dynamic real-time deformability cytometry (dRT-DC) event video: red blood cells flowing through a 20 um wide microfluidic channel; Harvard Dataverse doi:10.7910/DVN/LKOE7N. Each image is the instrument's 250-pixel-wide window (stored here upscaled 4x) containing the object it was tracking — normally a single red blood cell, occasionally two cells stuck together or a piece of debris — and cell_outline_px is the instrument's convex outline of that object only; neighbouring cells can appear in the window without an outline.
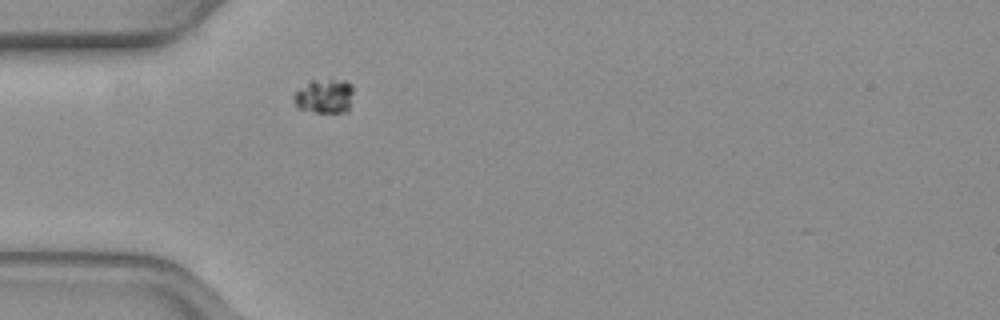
{"species": "common noctule bat (a hibernating species)", "species_latin": "Nyctalus noctula", "temperature_condition": "warm", "stored_images_in_passage": 41, "camera_frame_rate_fps": 3000, "um_per_image_px": 0.085, "animal": {"sex": "female", "body_mass_g": 19.3, "forearm_length_mm": 54.1}, "frame": {"image": 1, "passage_image": 1, "time_ms": 0.0, "image_size_px": [1000, 320], "cell_outline_px": [[352, 92], [348, 112], [316, 112], [296, 108], [292, 96], [308, 80], [344, 80], [352, 84]], "centroid_in_image_um": [27.55, 8.17], "position_along_channel_um": 57.5, "area_um2": 11.96}}
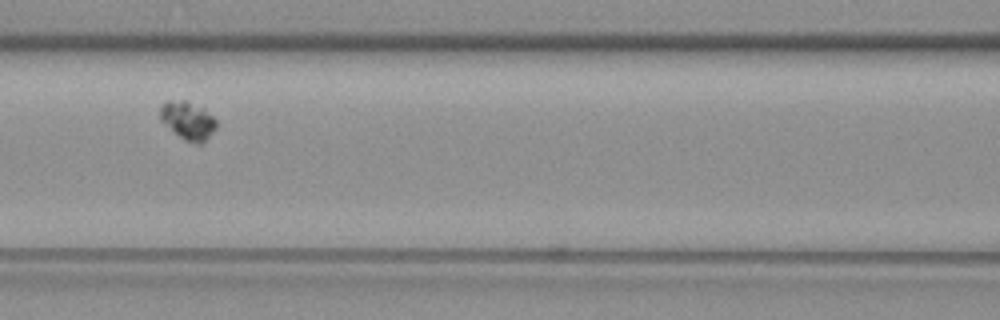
{"frame": {"image": 2, "passage_image": 9, "time_ms": 2.667, "image_size_px": [1000, 320], "cell_outline_px": [[216, 128], [200, 144], [196, 144], [184, 140], [160, 120], [160, 108], [164, 100], [188, 100], [204, 108], [216, 120]], "centroid_in_image_um": [15.95, 10.21], "position_along_channel_um": 150.7, "area_um2": 12.48}}
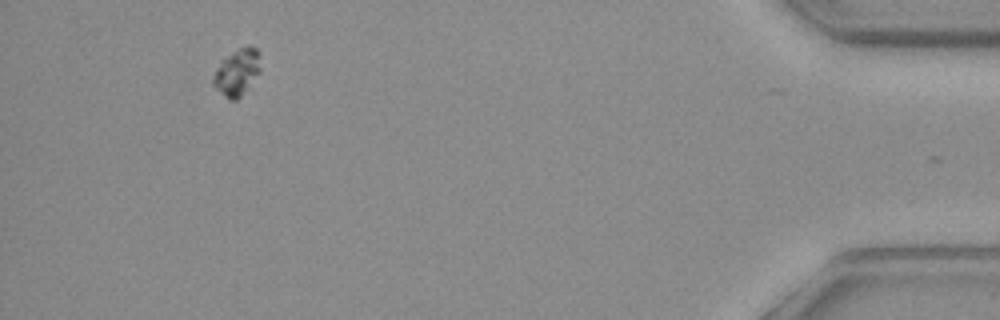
{"frame": {"image": 3, "passage_image": 36, "time_ms": 11.667, "image_size_px": [1000, 320], "cell_outline_px": [[260, 72], [248, 88], [236, 100], [228, 100], [212, 84], [212, 76], [220, 60], [224, 56], [248, 44], [256, 48], [260, 52]], "centroid_in_image_um": [20.14, 6.11], "position_along_channel_um": 415.1, "area_um2": 13.12}}